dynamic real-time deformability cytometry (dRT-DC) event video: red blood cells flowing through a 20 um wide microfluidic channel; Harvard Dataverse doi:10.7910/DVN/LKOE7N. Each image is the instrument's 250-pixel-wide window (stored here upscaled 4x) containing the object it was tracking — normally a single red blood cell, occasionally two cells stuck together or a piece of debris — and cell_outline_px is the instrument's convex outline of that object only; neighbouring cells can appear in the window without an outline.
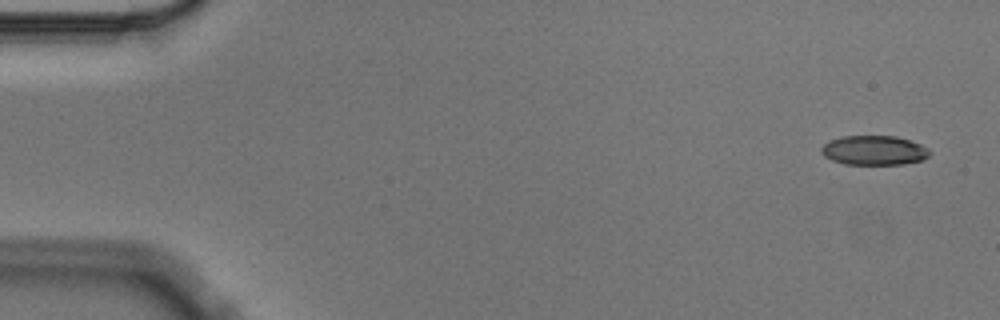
{"species": "Egyptian fruit bat (a non-hibernating species)", "species_latin": "Rousettus aegyptiacus", "temperature_condition": "cold", "stored_images_in_passage": 6, "segment_of_instrument_passage": [1, 2], "camera_frame_rate_fps": 3000, "um_per_image_px": 0.085, "animal": {"sex": "male"}, "frame": {"image": 1, "passage_image": 1, "time_ms": 0.0, "image_size_px": [1000, 320], "cell_outline_px": [[932, 152], [924, 160], [904, 164], [844, 164], [832, 160], [824, 156], [820, 152], [820, 148], [828, 140], [844, 136], [896, 136], [920, 144], [928, 148]], "centroid_in_image_um": [74.29, 12.78], "position_along_channel_um": 10.7, "area_um2": 18.73}}
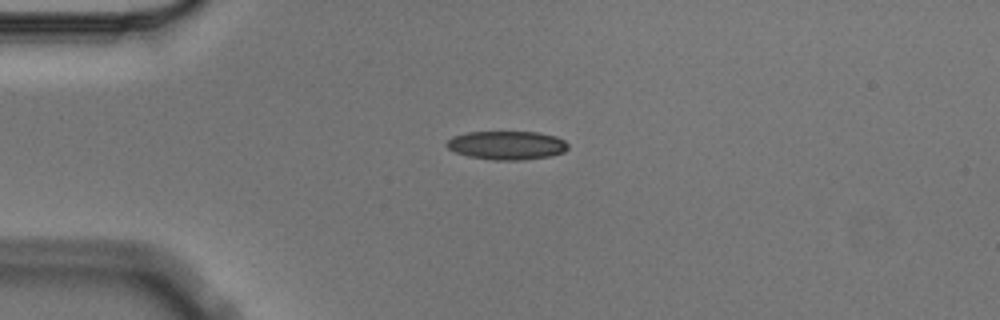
{"frame": {"image": 2, "passage_image": 4, "time_ms": 1.0, "image_size_px": [1000, 320], "cell_outline_px": [[568, 148], [564, 152], [548, 156], [520, 160], [492, 160], [468, 156], [456, 152], [448, 148], [444, 144], [452, 136], [468, 132], [536, 132], [556, 136], [564, 140], [568, 144]], "centroid_in_image_um": [43.06, 12.34], "position_along_channel_um": 41.9, "area_um2": 20.23}}